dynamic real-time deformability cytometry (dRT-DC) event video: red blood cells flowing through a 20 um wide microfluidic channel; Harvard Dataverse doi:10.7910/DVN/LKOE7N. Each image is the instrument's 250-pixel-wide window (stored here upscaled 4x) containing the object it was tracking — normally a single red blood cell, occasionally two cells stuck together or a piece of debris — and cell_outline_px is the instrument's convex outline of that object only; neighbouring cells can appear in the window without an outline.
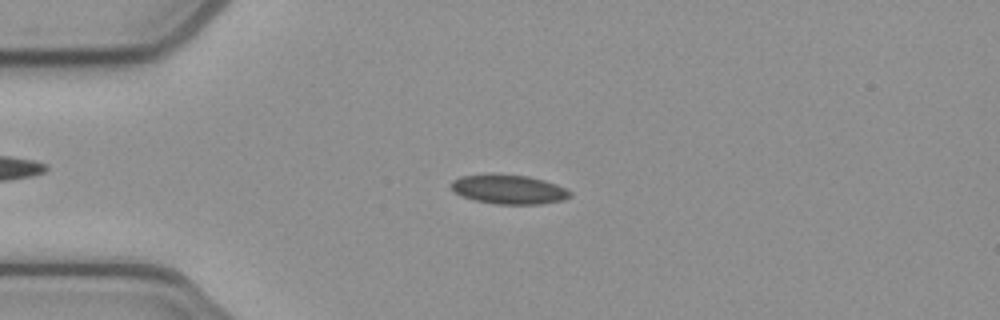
{"species": "common noctule bat (a hibernating species)", "species_latin": "Nyctalus noctula", "temperature_condition": "cold", "stored_images_in_passage": 52, "camera_frame_rate_fps": 3000, "um_per_image_px": 0.085, "animal": {"sex": "female", "body_mass_g": 21.9}, "frame": {"image": 1, "passage_image": 12, "time_ms": 3.667, "image_size_px": [1000, 320], "cell_outline_px": [[572, 196], [564, 200], [540, 204], [496, 204], [476, 200], [464, 196], [456, 192], [448, 184], [452, 180], [460, 176], [528, 176], [544, 180], [556, 184], [572, 192]], "centroid_in_image_um": [43.3, 16.13], "position_along_channel_um": 41.7, "area_um2": 19.65}}
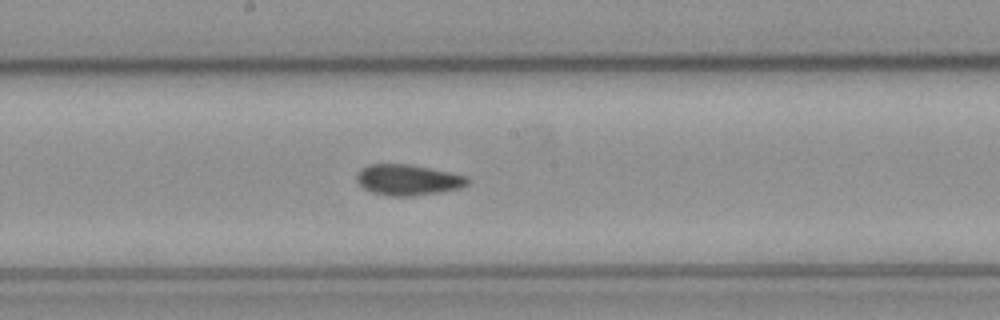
{"frame": {"image": 2, "passage_image": 27, "time_ms": 8.667, "image_size_px": [1000, 320], "cell_outline_px": [[472, 180], [468, 184], [460, 188], [440, 192], [412, 196], [388, 196], [372, 192], [364, 188], [356, 180], [356, 172], [360, 168], [368, 164], [412, 164], [432, 168], [468, 176]], "centroid_in_image_um": [34.69, 15.28], "position_along_channel_um": 213.5, "area_um2": 20.23}}
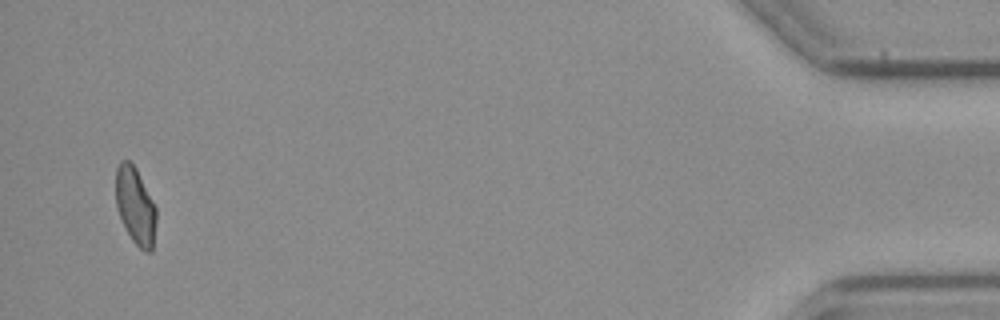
{"frame": {"image": 3, "passage_image": 50, "time_ms": 16.333, "image_size_px": [1000, 320], "cell_outline_px": [[156, 220], [152, 252], [144, 252], [132, 240], [116, 208], [116, 168], [120, 160], [128, 160], [136, 168], [156, 208]], "centroid_in_image_um": [11.5, 17.5], "position_along_channel_um": 423.7, "area_um2": 17.98}, "authors_computed_cell_mechanics": {"area_um2": 19.5364, "velocity_mm_per_s": 3.8882, "shape_relaxation_time_tau1_ms": null, "shape_relaxation_time_tau2_ms": 2.6263, "deformation_change_tau1": null, "deformation_change_tau2": 0.0511}}